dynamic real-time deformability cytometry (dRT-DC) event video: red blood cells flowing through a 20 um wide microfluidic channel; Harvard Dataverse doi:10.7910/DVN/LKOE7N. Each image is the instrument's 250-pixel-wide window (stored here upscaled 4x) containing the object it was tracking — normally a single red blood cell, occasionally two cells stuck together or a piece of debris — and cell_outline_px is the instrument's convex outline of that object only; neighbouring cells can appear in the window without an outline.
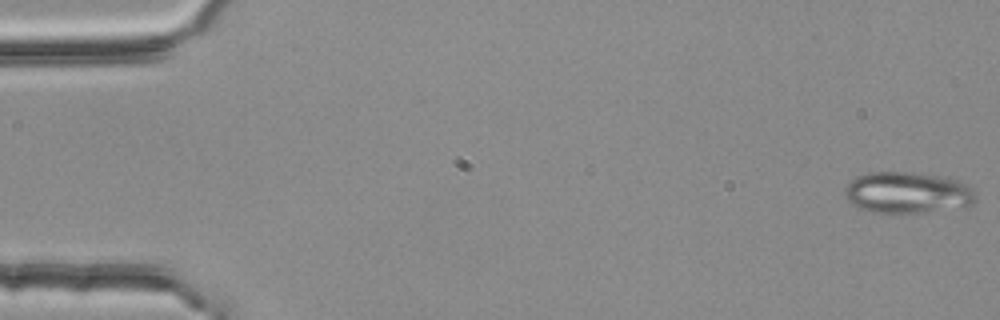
{"species": "common noctule bat (a hibernating species)", "species_latin": "Nyctalus noctula", "temperature_condition": "room temperature", "stored_images_in_passage": 54, "camera_frame_rate_fps": 3000, "um_per_image_px": 0.085, "animal": {"sex": "female", "body_mass_g": 25.1}, "frame": {"image": 1, "passage_image": 1, "time_ms": 0.0, "image_size_px": [1000, 320], "cell_outline_px": [[976, 200], [972, 204], [920, 212], [876, 212], [860, 208], [848, 200], [844, 196], [844, 188], [856, 176], [872, 172], [912, 172], [940, 176], [956, 180], [972, 188], [976, 196]], "centroid_in_image_um": [77.09, 16.35], "position_along_channel_um": 7.9, "area_um2": 30.87}}
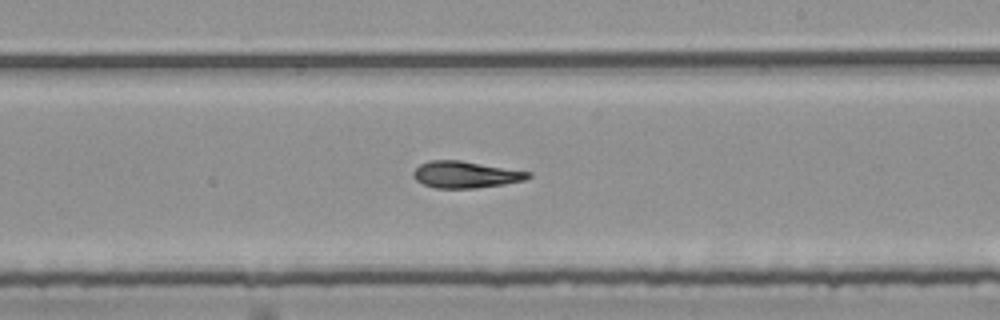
{"frame": {"image": 2, "passage_image": 32, "time_ms": 10.333, "image_size_px": [1000, 320], "cell_outline_px": [[532, 176], [524, 180], [504, 184], [476, 188], [436, 188], [424, 184], [416, 180], [412, 176], [412, 172], [420, 164], [428, 160], [460, 160], [532, 172]], "centroid_in_image_um": [39.57, 14.83], "position_along_channel_um": 249.4, "area_um2": 17.92}}
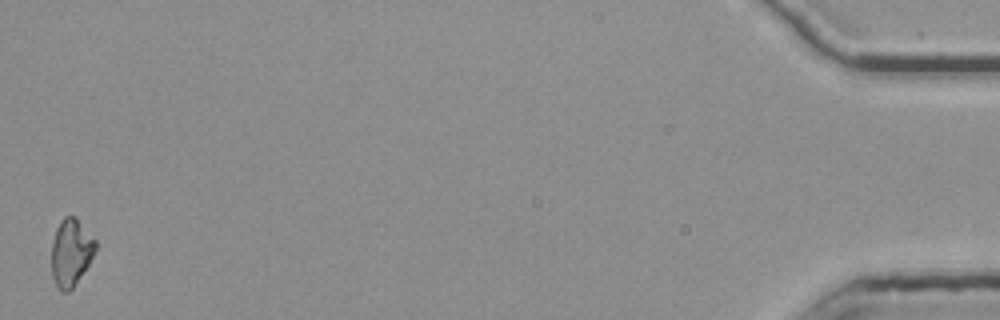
{"frame": {"image": 3, "passage_image": 54, "time_ms": 17.667, "image_size_px": [1000, 320], "cell_outline_px": [[96, 252], [72, 288], [68, 292], [60, 292], [52, 276], [52, 244], [56, 228], [60, 220], [64, 216], [72, 216], [96, 240]], "centroid_in_image_um": [6.02, 21.48], "position_along_channel_um": 429.2, "area_um2": 16.88}, "authors_computed_cell_mechanics": {"area_um2": 17.918, "velocity_mm_per_s": 3.7767, "shape_relaxation_time_tau1_ms": null, "shape_relaxation_time_tau2_ms": 3.9794, "deformation_change_tau1": null, "deformation_change_tau2": 0.106}}